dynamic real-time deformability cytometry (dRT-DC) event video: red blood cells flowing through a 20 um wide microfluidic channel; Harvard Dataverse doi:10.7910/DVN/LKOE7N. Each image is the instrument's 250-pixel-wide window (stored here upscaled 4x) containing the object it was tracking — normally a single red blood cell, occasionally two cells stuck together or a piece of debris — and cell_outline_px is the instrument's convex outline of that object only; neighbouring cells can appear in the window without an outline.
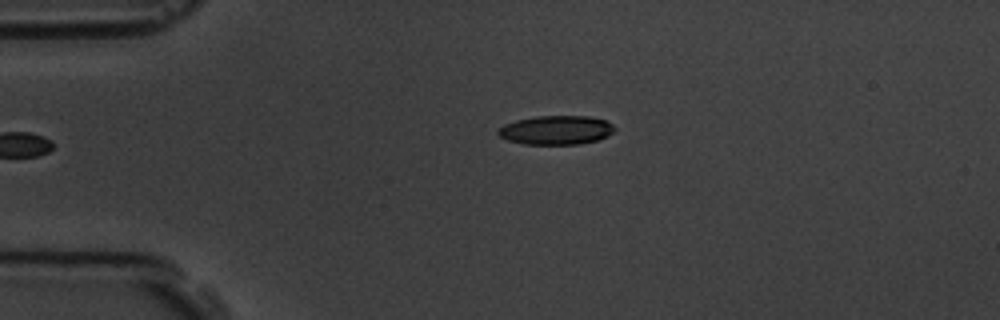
{"species": "common noctule bat (a hibernating species)", "species_latin": "Nyctalus noctula", "temperature_condition": "room temperature", "stored_images_in_passage": 7, "segment_of_instrument_passage": [2, 2], "camera_frame_rate_fps": 3000, "um_per_image_px": 0.085, "animal": {"sex": "male", "body_mass_g": 19.5, "forearm_length_mm": 54.6}, "frame": {"image": 1, "passage_image": 7, "time_ms": 6.667, "image_size_px": [1000, 320], "cell_outline_px": [[616, 128], [608, 136], [596, 140], [580, 144], [524, 144], [508, 140], [500, 136], [496, 132], [504, 124], [516, 120], [536, 116], [588, 116], [608, 120]], "centroid_in_image_um": [47.29, 11.05], "position_along_channel_um": 37.7, "area_um2": 19.71}}